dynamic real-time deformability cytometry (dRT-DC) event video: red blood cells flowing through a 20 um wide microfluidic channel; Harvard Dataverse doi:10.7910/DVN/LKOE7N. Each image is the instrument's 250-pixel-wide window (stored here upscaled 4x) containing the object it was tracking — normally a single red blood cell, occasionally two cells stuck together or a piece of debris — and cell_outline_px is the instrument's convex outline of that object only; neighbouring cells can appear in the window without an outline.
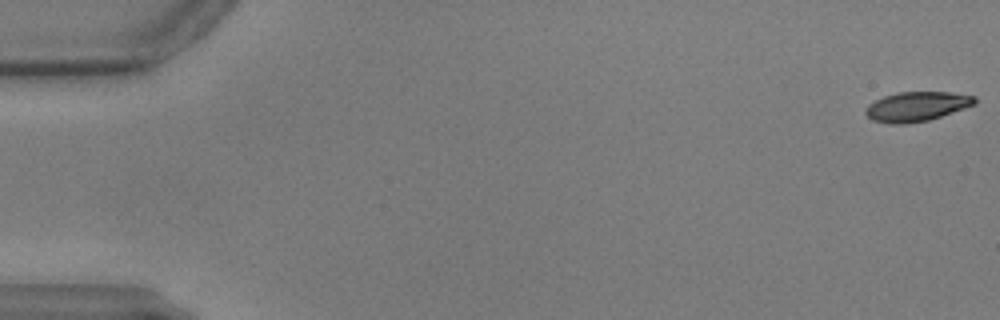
{"species": "common noctule bat (a hibernating species)", "species_latin": "Nyctalus noctula", "temperature_condition": "warm", "stored_images_in_passage": 59, "camera_frame_rate_fps": 3000, "um_per_image_px": 0.085, "animal": {"sex": "male", "body_mass_g": 17.9, "forearm_length_mm": 54.2}, "frame": {"image": 1, "passage_image": 1, "time_ms": 0.0, "image_size_px": [1000, 320], "cell_outline_px": [[976, 104], [928, 120], [904, 124], [888, 124], [872, 120], [864, 112], [864, 108], [868, 104], [884, 96], [896, 92], [948, 92], [976, 96]], "centroid_in_image_um": [77.88, 9.05], "position_along_channel_um": 7.1, "area_um2": 18.79}}
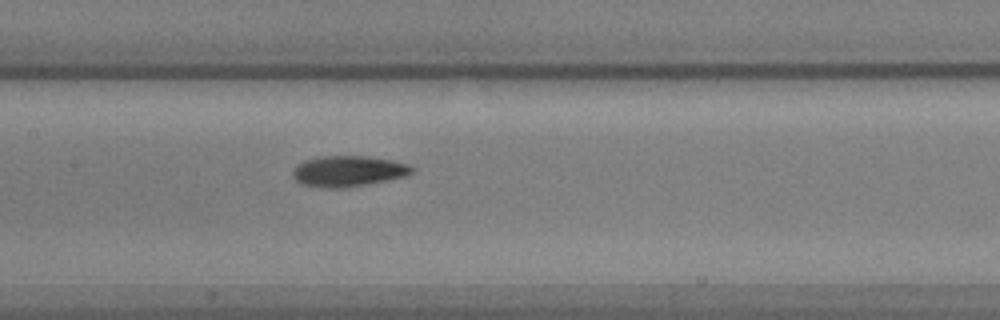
{"frame": {"image": 2, "passage_image": 29, "time_ms": 9.333, "image_size_px": [1000, 320], "cell_outline_px": [[416, 168], [412, 172], [404, 176], [364, 184], [340, 188], [320, 188], [300, 184], [292, 176], [292, 172], [296, 164], [304, 160], [320, 156], [364, 156], [392, 160], [408, 164]], "centroid_in_image_um": [29.53, 14.54], "position_along_channel_um": 177.9, "area_um2": 21.33}}
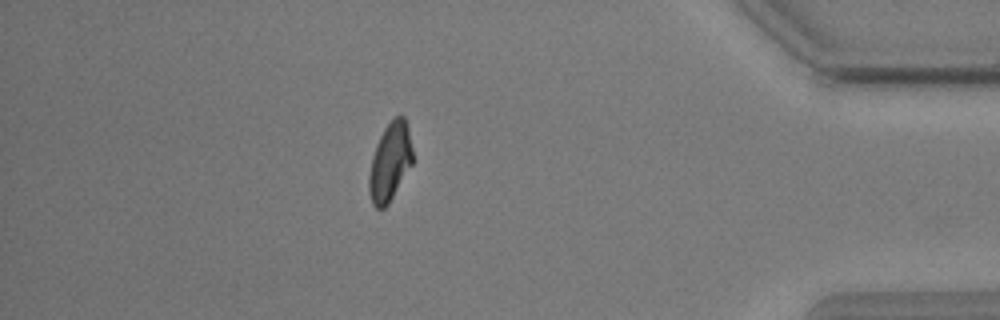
{"frame": {"image": 3, "passage_image": 52, "time_ms": 17.0, "image_size_px": [1000, 320], "cell_outline_px": [[416, 160], [388, 204], [384, 208], [376, 208], [372, 204], [368, 192], [368, 176], [372, 156], [376, 144], [384, 128], [396, 116], [404, 116], [408, 124]], "centroid_in_image_um": [33.19, 13.76], "position_along_channel_um": 402.0, "area_um2": 20.52}}